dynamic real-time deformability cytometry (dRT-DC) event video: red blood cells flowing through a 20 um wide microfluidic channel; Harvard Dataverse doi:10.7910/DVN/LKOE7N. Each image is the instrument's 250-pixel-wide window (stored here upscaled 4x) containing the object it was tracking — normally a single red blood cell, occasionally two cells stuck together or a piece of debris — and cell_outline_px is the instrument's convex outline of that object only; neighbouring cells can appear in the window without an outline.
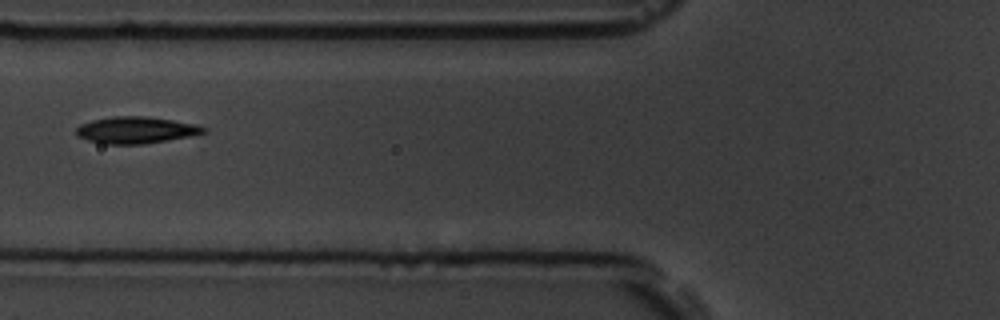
{"species": "common noctule bat (a hibernating species)", "species_latin": "Nyctalus noctula", "temperature_condition": "room temperature", "stored_images_in_passage": 14, "camera_frame_rate_fps": 3000, "um_per_image_px": 0.085, "animal": {"sex": "male", "body_mass_g": 19.5, "forearm_length_mm": 54.6}, "frame": {"image": 1, "passage_image": 5, "time_ms": 5.667, "image_size_px": [1000, 320], "cell_outline_px": [[208, 132], [192, 136], [144, 144], [104, 144], [88, 140], [76, 136], [76, 128], [80, 124], [92, 120], [112, 116], [144, 116], [172, 120], [196, 124], [208, 128]], "centroid_in_image_um": [11.57, 11.06], "position_along_channel_um": 114.2, "area_um2": 20.0}}
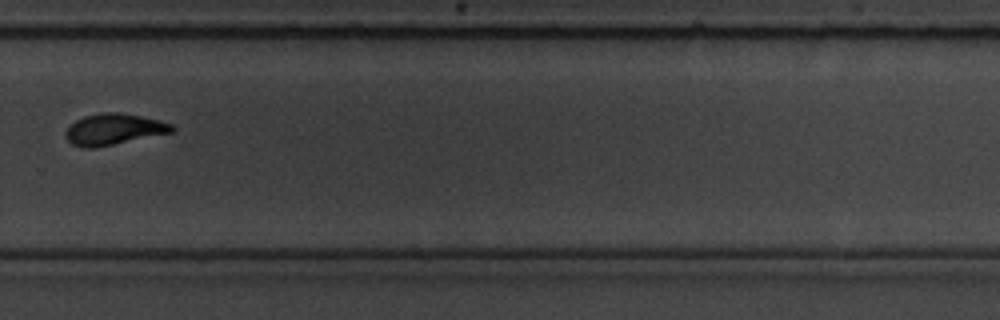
{"frame": {"image": 2, "passage_image": 10, "time_ms": 11.333, "image_size_px": [1000, 320], "cell_outline_px": [[176, 128], [172, 132], [92, 148], [84, 148], [72, 144], [64, 136], [64, 132], [76, 120], [84, 116], [104, 112], [120, 112], [160, 120], [172, 124]], "centroid_in_image_um": [9.66, 10.98], "position_along_channel_um": 320.1, "area_um2": 19.07}}
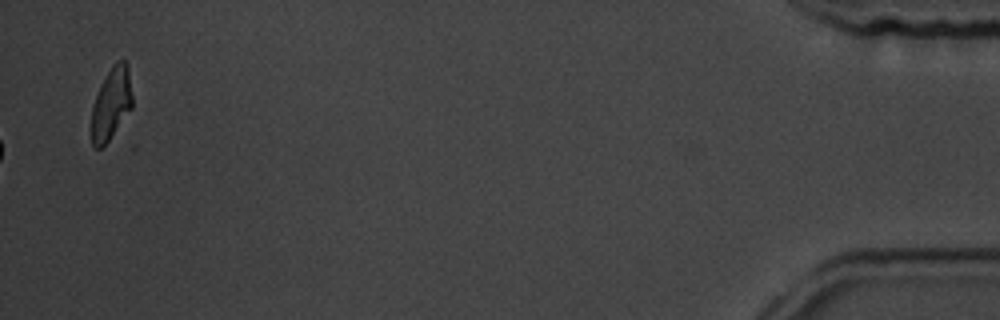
{"frame": {"image": 3, "passage_image": 14, "time_ms": 16.667, "image_size_px": [1000, 320], "cell_outline_px": [[132, 108], [108, 140], [100, 148], [96, 148], [92, 144], [92, 108], [100, 84], [104, 76], [112, 64], [116, 60], [124, 60], [128, 64], [132, 96]], "centroid_in_image_um": [9.47, 8.74], "position_along_channel_um": 425.7, "area_um2": 17.05}, "authors_computed_cell_mechanics": {"area_um2": 19.1607, "velocity_mm_per_s": 3.6425, "shape_relaxation_time_tau1_ms": 11.1866, "shape_relaxation_time_tau2_ms": 8.2532, "deformation_change_tau1": 0.2097, "deformation_change_tau2": 0.1103}}